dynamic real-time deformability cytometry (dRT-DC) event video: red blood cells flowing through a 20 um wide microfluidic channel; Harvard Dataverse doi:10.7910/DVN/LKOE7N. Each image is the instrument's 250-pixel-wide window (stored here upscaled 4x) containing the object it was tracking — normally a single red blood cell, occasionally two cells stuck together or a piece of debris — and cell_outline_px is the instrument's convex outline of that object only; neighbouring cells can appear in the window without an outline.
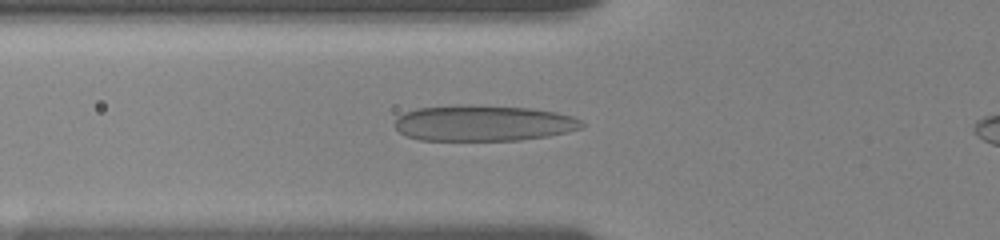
{"species": "human", "species_latin": "Homo sapiens", "temperature_condition": "room temperature", "stored_images_in_passage": 44, "camera_frame_rate_fps": 3000, "um_per_image_px": 0.085, "donor": {"sex": "female"}, "frame": {"image": 1, "passage_image": 12, "time_ms": 3.667, "image_size_px": [1000, 240], "cell_outline_px": [[584, 128], [568, 132], [548, 136], [520, 140], [420, 140], [404, 136], [396, 128], [396, 116], [404, 112], [416, 108], [468, 104], [472, 104], [532, 108], [556, 112], [572, 116], [580, 120], [584, 124]], "centroid_in_image_um": [41.08, 10.46], "position_along_channel_um": 84.7, "area_um2": 39.54}}
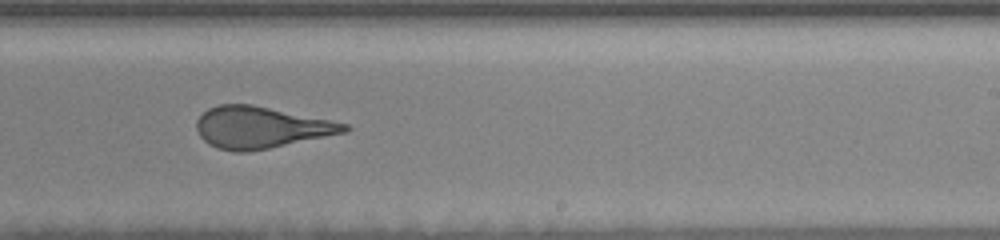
{"frame": {"image": 2, "passage_image": 27, "time_ms": 8.667, "image_size_px": [1000, 240], "cell_outline_px": [[352, 128], [348, 132], [248, 152], [236, 152], [216, 148], [208, 144], [200, 136], [196, 128], [196, 120], [208, 108], [216, 104], [252, 104], [348, 124]], "centroid_in_image_um": [22.15, 10.83], "position_along_channel_um": 266.9, "area_um2": 35.78}}
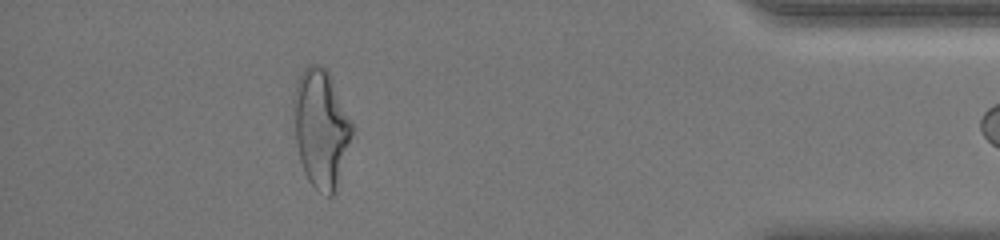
{"frame": {"image": 3, "passage_image": 42, "time_ms": 13.667, "image_size_px": [1000, 240], "cell_outline_px": [[356, 128], [332, 196], [328, 196], [316, 188], [308, 180], [304, 172], [300, 160], [296, 144], [292, 108], [292, 100], [300, 76], [304, 68], [308, 64], [320, 64], [328, 68]], "centroid_in_image_um": [27.3, 10.83], "position_along_channel_um": 407.9, "area_um2": 40.69}, "authors_computed_cell_mechanics": {"area_um2": 37.1076, "velocity_mm_per_s": 3.6299, "shape_relaxation_time_tau1_ms": 5.1998, "shape_relaxation_time_tau2_ms": 1.015, "deformation_change_tau1": 0.2032, "deformation_change_tau2": 0.1061}}